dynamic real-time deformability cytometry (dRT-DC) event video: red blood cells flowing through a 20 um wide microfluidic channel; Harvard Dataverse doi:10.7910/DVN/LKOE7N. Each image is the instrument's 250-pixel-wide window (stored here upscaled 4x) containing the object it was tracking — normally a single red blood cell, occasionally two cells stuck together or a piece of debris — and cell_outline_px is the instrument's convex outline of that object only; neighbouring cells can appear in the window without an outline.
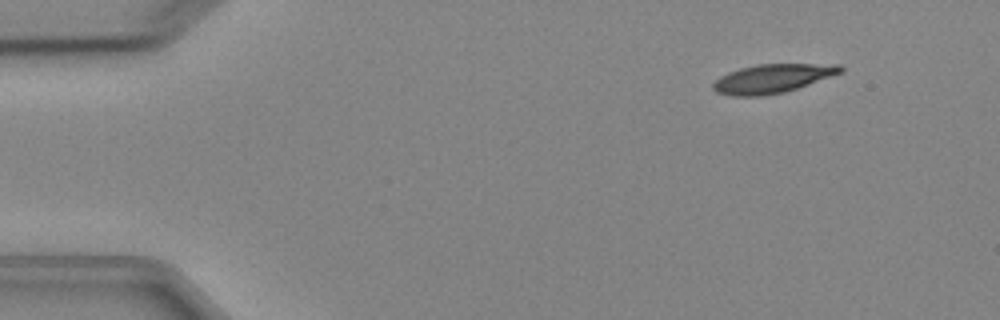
{"species": "Egyptian fruit bat (a non-hibernating species)", "species_latin": "Rousettus aegyptiacus", "temperature_condition": "cold", "stored_images_in_passage": 6, "camera_frame_rate_fps": 3000, "um_per_image_px": 0.085, "animal": {"sex": "female"}, "frame": {"image": 1, "passage_image": 2, "time_ms": 1.0, "image_size_px": [1000, 320], "cell_outline_px": [[844, 68], [840, 72], [808, 84], [784, 92], [760, 96], [732, 96], [716, 92], [712, 88], [712, 84], [720, 76], [728, 72], [740, 68], [756, 64], [840, 64]], "centroid_in_image_um": [65.59, 6.67], "position_along_channel_um": 19.4, "area_um2": 21.15}}
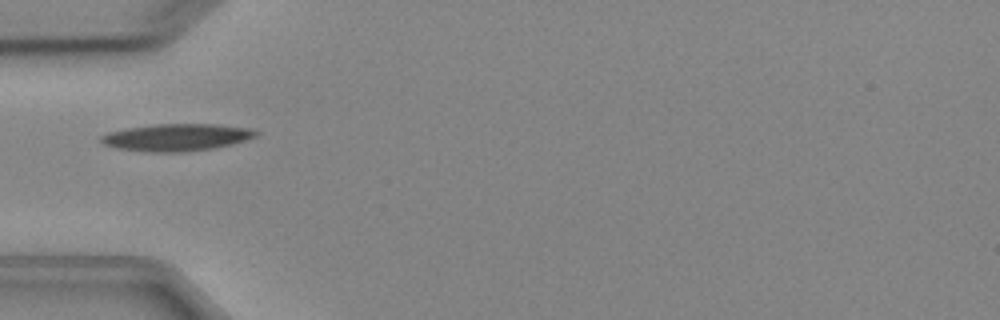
{"frame": {"image": 2, "passage_image": 5, "time_ms": 4.667, "image_size_px": [1000, 320], "cell_outline_px": [[260, 132], [256, 136], [232, 144], [212, 148], [180, 152], [148, 152], [116, 148], [104, 144], [100, 140], [100, 136], [108, 132], [128, 128], [156, 124], [216, 124], [252, 128]], "centroid_in_image_um": [15.02, 11.67], "position_along_channel_um": 70.0, "area_um2": 24.45}}